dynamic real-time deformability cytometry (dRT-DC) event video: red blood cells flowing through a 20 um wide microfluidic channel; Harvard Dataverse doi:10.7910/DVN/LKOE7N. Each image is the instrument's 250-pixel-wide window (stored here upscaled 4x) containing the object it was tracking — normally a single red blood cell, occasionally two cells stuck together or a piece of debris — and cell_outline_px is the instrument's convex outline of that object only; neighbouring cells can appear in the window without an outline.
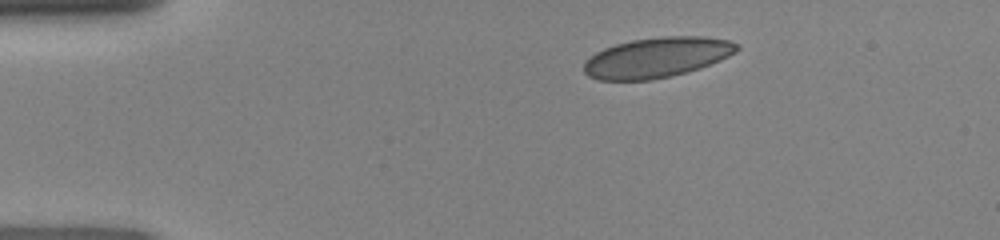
{"species": "human", "species_latin": "Homo sapiens", "temperature_condition": "room temperature", "stored_images_in_passage": 40, "camera_frame_rate_fps": 3000, "um_per_image_px": 0.085, "donor": {"sex": "female"}, "frame": {"image": 1, "passage_image": 1, "time_ms": 0.0, "image_size_px": [1000, 240], "cell_outline_px": [[740, 48], [736, 52], [720, 60], [700, 68], [688, 72], [672, 76], [652, 80], [600, 80], [588, 76], [584, 72], [584, 64], [596, 52], [604, 48], [616, 44], [632, 40], [660, 36], [704, 36], [728, 40], [736, 44]], "centroid_in_image_um": [55.85, 4.89], "position_along_channel_um": 29.2, "area_um2": 35.78}}
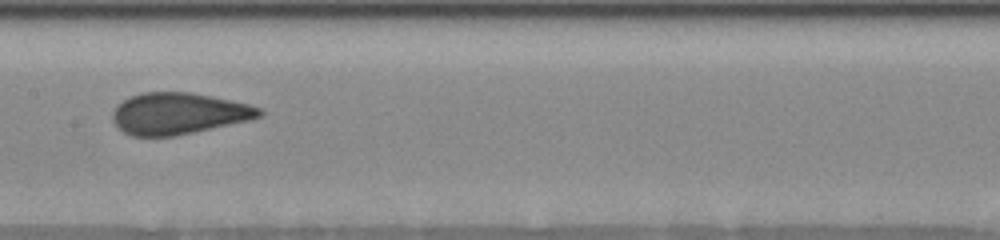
{"frame": {"image": 2, "passage_image": 17, "time_ms": 5.333, "image_size_px": [1000, 240], "cell_outline_px": [[264, 116], [248, 120], [176, 136], [132, 136], [124, 132], [112, 120], [112, 112], [124, 100], [140, 92], [192, 92], [212, 96], [248, 104], [260, 108], [264, 112]], "centroid_in_image_um": [15.19, 9.65], "position_along_channel_um": 192.2, "area_um2": 35.32}}
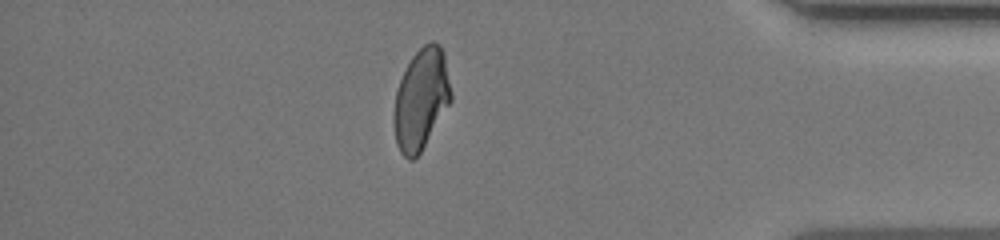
{"frame": {"image": 3, "passage_image": 34, "time_ms": 11.0, "image_size_px": [1000, 240], "cell_outline_px": [[452, 100], [420, 152], [412, 160], [408, 160], [400, 152], [396, 144], [392, 120], [392, 116], [396, 92], [400, 80], [412, 56], [424, 44], [432, 40], [440, 44], [444, 52], [452, 92]], "centroid_in_image_um": [35.79, 8.42], "position_along_channel_um": 399.4, "area_um2": 33.76}}